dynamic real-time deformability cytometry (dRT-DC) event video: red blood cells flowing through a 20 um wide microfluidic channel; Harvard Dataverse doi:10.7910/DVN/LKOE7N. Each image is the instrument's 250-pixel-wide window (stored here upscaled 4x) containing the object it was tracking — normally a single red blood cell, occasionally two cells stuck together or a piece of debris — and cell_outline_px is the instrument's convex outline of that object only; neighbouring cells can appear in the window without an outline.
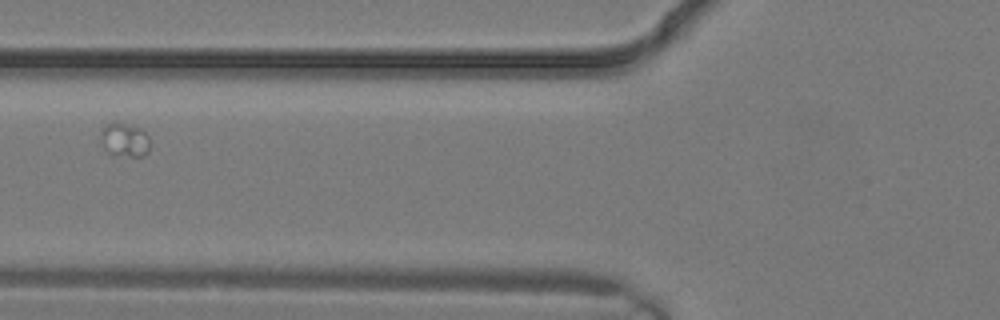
{"species": "common noctule bat (a hibernating species)", "species_latin": "Nyctalus noctula", "temperature_condition": "warm", "stored_images_in_passage": 5, "camera_frame_rate_fps": 3000, "um_per_image_px": 0.085, "animal": {"sex": "male", "body_mass_g": 19.2, "forearm_length_mm": 51.8}, "frame": {"image": 1, "passage_image": 5, "time_ms": 1.333, "image_size_px": [1000, 320], "cell_outline_px": [[148, 152], [140, 156], [112, 156], [104, 148], [100, 140], [100, 128], [104, 124], [112, 120], [116, 120], [140, 128], [148, 136]], "centroid_in_image_um": [10.5, 11.85], "position_along_channel_um": 115.3, "area_um2": 10.12}}